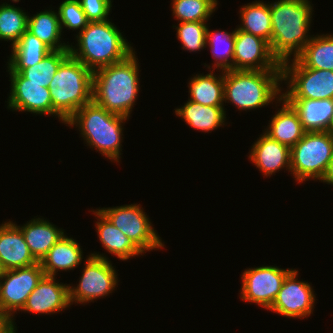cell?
I'll return each instance as SVG.
<instances>
[{"instance_id":"cell-20","label":"cell","mask_w":333,"mask_h":333,"mask_svg":"<svg viewBox=\"0 0 333 333\" xmlns=\"http://www.w3.org/2000/svg\"><path fill=\"white\" fill-rule=\"evenodd\" d=\"M274 104H276V107L281 106L282 108H277L278 110L275 111L268 125L262 131L270 138L291 149L306 132L300 122L298 113L283 97Z\"/></svg>"},{"instance_id":"cell-33","label":"cell","mask_w":333,"mask_h":333,"mask_svg":"<svg viewBox=\"0 0 333 333\" xmlns=\"http://www.w3.org/2000/svg\"><path fill=\"white\" fill-rule=\"evenodd\" d=\"M172 15L177 22H208L218 9V0H171Z\"/></svg>"},{"instance_id":"cell-4","label":"cell","mask_w":333,"mask_h":333,"mask_svg":"<svg viewBox=\"0 0 333 333\" xmlns=\"http://www.w3.org/2000/svg\"><path fill=\"white\" fill-rule=\"evenodd\" d=\"M128 117L108 112L93 100L81 108L65 123L78 128L89 148H94L111 162H121L124 123Z\"/></svg>"},{"instance_id":"cell-10","label":"cell","mask_w":333,"mask_h":333,"mask_svg":"<svg viewBox=\"0 0 333 333\" xmlns=\"http://www.w3.org/2000/svg\"><path fill=\"white\" fill-rule=\"evenodd\" d=\"M281 67L283 98L333 99V71L304 67L296 58Z\"/></svg>"},{"instance_id":"cell-1","label":"cell","mask_w":333,"mask_h":333,"mask_svg":"<svg viewBox=\"0 0 333 333\" xmlns=\"http://www.w3.org/2000/svg\"><path fill=\"white\" fill-rule=\"evenodd\" d=\"M313 4L309 0H275L270 3V50L282 64L296 58L310 41Z\"/></svg>"},{"instance_id":"cell-36","label":"cell","mask_w":333,"mask_h":333,"mask_svg":"<svg viewBox=\"0 0 333 333\" xmlns=\"http://www.w3.org/2000/svg\"><path fill=\"white\" fill-rule=\"evenodd\" d=\"M90 22L106 21L112 11V0H79Z\"/></svg>"},{"instance_id":"cell-38","label":"cell","mask_w":333,"mask_h":333,"mask_svg":"<svg viewBox=\"0 0 333 333\" xmlns=\"http://www.w3.org/2000/svg\"><path fill=\"white\" fill-rule=\"evenodd\" d=\"M320 182L333 186V157L329 163V166L327 168V171H326L324 177L321 179Z\"/></svg>"},{"instance_id":"cell-7","label":"cell","mask_w":333,"mask_h":333,"mask_svg":"<svg viewBox=\"0 0 333 333\" xmlns=\"http://www.w3.org/2000/svg\"><path fill=\"white\" fill-rule=\"evenodd\" d=\"M332 157L333 132H306L290 149V174L298 184L320 182Z\"/></svg>"},{"instance_id":"cell-3","label":"cell","mask_w":333,"mask_h":333,"mask_svg":"<svg viewBox=\"0 0 333 333\" xmlns=\"http://www.w3.org/2000/svg\"><path fill=\"white\" fill-rule=\"evenodd\" d=\"M120 31L112 19L89 22L69 46L70 55L92 71L123 61L135 48Z\"/></svg>"},{"instance_id":"cell-21","label":"cell","mask_w":333,"mask_h":333,"mask_svg":"<svg viewBox=\"0 0 333 333\" xmlns=\"http://www.w3.org/2000/svg\"><path fill=\"white\" fill-rule=\"evenodd\" d=\"M91 212L95 215L94 217H97L94 226L99 241L108 253L116 256L121 261H127L135 256L139 257V255L143 256L144 253L131 239L116 228L99 209H93Z\"/></svg>"},{"instance_id":"cell-13","label":"cell","mask_w":333,"mask_h":333,"mask_svg":"<svg viewBox=\"0 0 333 333\" xmlns=\"http://www.w3.org/2000/svg\"><path fill=\"white\" fill-rule=\"evenodd\" d=\"M295 268L286 276L272 306L268 309L283 317L292 319L308 318L314 312L316 293L310 282L298 279Z\"/></svg>"},{"instance_id":"cell-34","label":"cell","mask_w":333,"mask_h":333,"mask_svg":"<svg viewBox=\"0 0 333 333\" xmlns=\"http://www.w3.org/2000/svg\"><path fill=\"white\" fill-rule=\"evenodd\" d=\"M207 22H180L173 25L176 29V38L181 42L185 51L198 52L206 47Z\"/></svg>"},{"instance_id":"cell-19","label":"cell","mask_w":333,"mask_h":333,"mask_svg":"<svg viewBox=\"0 0 333 333\" xmlns=\"http://www.w3.org/2000/svg\"><path fill=\"white\" fill-rule=\"evenodd\" d=\"M284 99L298 113L305 132H333V99Z\"/></svg>"},{"instance_id":"cell-11","label":"cell","mask_w":333,"mask_h":333,"mask_svg":"<svg viewBox=\"0 0 333 333\" xmlns=\"http://www.w3.org/2000/svg\"><path fill=\"white\" fill-rule=\"evenodd\" d=\"M293 270L278 266L247 268L241 274L240 299L268 310L275 301L284 279Z\"/></svg>"},{"instance_id":"cell-35","label":"cell","mask_w":333,"mask_h":333,"mask_svg":"<svg viewBox=\"0 0 333 333\" xmlns=\"http://www.w3.org/2000/svg\"><path fill=\"white\" fill-rule=\"evenodd\" d=\"M58 15L62 32L67 30H77L81 32L90 22L79 2V0H64L58 6Z\"/></svg>"},{"instance_id":"cell-39","label":"cell","mask_w":333,"mask_h":333,"mask_svg":"<svg viewBox=\"0 0 333 333\" xmlns=\"http://www.w3.org/2000/svg\"><path fill=\"white\" fill-rule=\"evenodd\" d=\"M3 272H4V270H3L2 266H1V263H0V277L3 275Z\"/></svg>"},{"instance_id":"cell-8","label":"cell","mask_w":333,"mask_h":333,"mask_svg":"<svg viewBox=\"0 0 333 333\" xmlns=\"http://www.w3.org/2000/svg\"><path fill=\"white\" fill-rule=\"evenodd\" d=\"M85 258L77 286H68L70 305L94 303V300L109 296L119 285L115 266L105 253L94 251Z\"/></svg>"},{"instance_id":"cell-25","label":"cell","mask_w":333,"mask_h":333,"mask_svg":"<svg viewBox=\"0 0 333 333\" xmlns=\"http://www.w3.org/2000/svg\"><path fill=\"white\" fill-rule=\"evenodd\" d=\"M219 75L214 73L213 69H209V72L197 73L190 77L188 82V100L197 102L204 106H219L224 107V71Z\"/></svg>"},{"instance_id":"cell-18","label":"cell","mask_w":333,"mask_h":333,"mask_svg":"<svg viewBox=\"0 0 333 333\" xmlns=\"http://www.w3.org/2000/svg\"><path fill=\"white\" fill-rule=\"evenodd\" d=\"M0 263L4 271L38 263L31 254L22 231L10 220L0 224Z\"/></svg>"},{"instance_id":"cell-12","label":"cell","mask_w":333,"mask_h":333,"mask_svg":"<svg viewBox=\"0 0 333 333\" xmlns=\"http://www.w3.org/2000/svg\"><path fill=\"white\" fill-rule=\"evenodd\" d=\"M43 276V269L38 262L32 266L6 270L0 277V309L13 318L16 331L15 314L20 313Z\"/></svg>"},{"instance_id":"cell-27","label":"cell","mask_w":333,"mask_h":333,"mask_svg":"<svg viewBox=\"0 0 333 333\" xmlns=\"http://www.w3.org/2000/svg\"><path fill=\"white\" fill-rule=\"evenodd\" d=\"M241 24L236 26L239 30L259 36L269 44L271 41L272 22L270 2L255 0L244 4L239 9Z\"/></svg>"},{"instance_id":"cell-24","label":"cell","mask_w":333,"mask_h":333,"mask_svg":"<svg viewBox=\"0 0 333 333\" xmlns=\"http://www.w3.org/2000/svg\"><path fill=\"white\" fill-rule=\"evenodd\" d=\"M226 108L219 106H204L187 100L183 106L175 108V115L182 118L186 125L194 130L211 133L213 130L226 126Z\"/></svg>"},{"instance_id":"cell-23","label":"cell","mask_w":333,"mask_h":333,"mask_svg":"<svg viewBox=\"0 0 333 333\" xmlns=\"http://www.w3.org/2000/svg\"><path fill=\"white\" fill-rule=\"evenodd\" d=\"M35 216L26 224L17 225L23 233L25 242L33 257L40 262L47 252L65 234V230L56 227L45 218Z\"/></svg>"},{"instance_id":"cell-17","label":"cell","mask_w":333,"mask_h":333,"mask_svg":"<svg viewBox=\"0 0 333 333\" xmlns=\"http://www.w3.org/2000/svg\"><path fill=\"white\" fill-rule=\"evenodd\" d=\"M248 153L249 161L263 173V177H271L283 169L291 172L290 148L264 132L252 144Z\"/></svg>"},{"instance_id":"cell-29","label":"cell","mask_w":333,"mask_h":333,"mask_svg":"<svg viewBox=\"0 0 333 333\" xmlns=\"http://www.w3.org/2000/svg\"><path fill=\"white\" fill-rule=\"evenodd\" d=\"M296 59L307 68L333 71V34H316Z\"/></svg>"},{"instance_id":"cell-14","label":"cell","mask_w":333,"mask_h":333,"mask_svg":"<svg viewBox=\"0 0 333 333\" xmlns=\"http://www.w3.org/2000/svg\"><path fill=\"white\" fill-rule=\"evenodd\" d=\"M6 72L11 82L7 109L29 112L37 116H53V104L48 87H44V84L26 83V78L19 72H14L9 66Z\"/></svg>"},{"instance_id":"cell-30","label":"cell","mask_w":333,"mask_h":333,"mask_svg":"<svg viewBox=\"0 0 333 333\" xmlns=\"http://www.w3.org/2000/svg\"><path fill=\"white\" fill-rule=\"evenodd\" d=\"M234 42H235V29L232 32L226 30H211L207 27L206 33V47L210 48L214 63L207 65L204 63V67L217 70H230L233 64L234 54Z\"/></svg>"},{"instance_id":"cell-40","label":"cell","mask_w":333,"mask_h":333,"mask_svg":"<svg viewBox=\"0 0 333 333\" xmlns=\"http://www.w3.org/2000/svg\"><path fill=\"white\" fill-rule=\"evenodd\" d=\"M8 1H9V0H8ZM10 1H11V0H10ZM12 1H13V3H14V2H15V3H16V2H18V3L20 2V0H12Z\"/></svg>"},{"instance_id":"cell-22","label":"cell","mask_w":333,"mask_h":333,"mask_svg":"<svg viewBox=\"0 0 333 333\" xmlns=\"http://www.w3.org/2000/svg\"><path fill=\"white\" fill-rule=\"evenodd\" d=\"M65 233L40 261L45 276H54L60 271H70L85 261L80 243ZM84 259V260H82Z\"/></svg>"},{"instance_id":"cell-5","label":"cell","mask_w":333,"mask_h":333,"mask_svg":"<svg viewBox=\"0 0 333 333\" xmlns=\"http://www.w3.org/2000/svg\"><path fill=\"white\" fill-rule=\"evenodd\" d=\"M282 70H225L224 102L239 111L256 110L282 98Z\"/></svg>"},{"instance_id":"cell-37","label":"cell","mask_w":333,"mask_h":333,"mask_svg":"<svg viewBox=\"0 0 333 333\" xmlns=\"http://www.w3.org/2000/svg\"><path fill=\"white\" fill-rule=\"evenodd\" d=\"M0 333H17L13 318L0 309Z\"/></svg>"},{"instance_id":"cell-28","label":"cell","mask_w":333,"mask_h":333,"mask_svg":"<svg viewBox=\"0 0 333 333\" xmlns=\"http://www.w3.org/2000/svg\"><path fill=\"white\" fill-rule=\"evenodd\" d=\"M7 65L11 69H25L42 61L52 50L38 37L26 31L20 40L11 46Z\"/></svg>"},{"instance_id":"cell-9","label":"cell","mask_w":333,"mask_h":333,"mask_svg":"<svg viewBox=\"0 0 333 333\" xmlns=\"http://www.w3.org/2000/svg\"><path fill=\"white\" fill-rule=\"evenodd\" d=\"M98 209L144 254L164 248L165 244L153 228L154 225L141 204L133 203Z\"/></svg>"},{"instance_id":"cell-6","label":"cell","mask_w":333,"mask_h":333,"mask_svg":"<svg viewBox=\"0 0 333 333\" xmlns=\"http://www.w3.org/2000/svg\"><path fill=\"white\" fill-rule=\"evenodd\" d=\"M93 71L69 55L49 83L53 117L65 123L85 104L92 101Z\"/></svg>"},{"instance_id":"cell-32","label":"cell","mask_w":333,"mask_h":333,"mask_svg":"<svg viewBox=\"0 0 333 333\" xmlns=\"http://www.w3.org/2000/svg\"><path fill=\"white\" fill-rule=\"evenodd\" d=\"M69 55V50H52L41 62L25 69L12 70L14 72H19L24 78H26V83L44 84V87H48L60 64Z\"/></svg>"},{"instance_id":"cell-31","label":"cell","mask_w":333,"mask_h":333,"mask_svg":"<svg viewBox=\"0 0 333 333\" xmlns=\"http://www.w3.org/2000/svg\"><path fill=\"white\" fill-rule=\"evenodd\" d=\"M21 7L2 3L0 4V40L16 44L27 31L28 16Z\"/></svg>"},{"instance_id":"cell-16","label":"cell","mask_w":333,"mask_h":333,"mask_svg":"<svg viewBox=\"0 0 333 333\" xmlns=\"http://www.w3.org/2000/svg\"><path fill=\"white\" fill-rule=\"evenodd\" d=\"M54 276H43L36 288L28 296L20 310L35 315H53L71 307L69 302V284L59 283ZM58 281V282H57Z\"/></svg>"},{"instance_id":"cell-15","label":"cell","mask_w":333,"mask_h":333,"mask_svg":"<svg viewBox=\"0 0 333 333\" xmlns=\"http://www.w3.org/2000/svg\"><path fill=\"white\" fill-rule=\"evenodd\" d=\"M233 70H282L269 43L259 36L235 28Z\"/></svg>"},{"instance_id":"cell-26","label":"cell","mask_w":333,"mask_h":333,"mask_svg":"<svg viewBox=\"0 0 333 333\" xmlns=\"http://www.w3.org/2000/svg\"><path fill=\"white\" fill-rule=\"evenodd\" d=\"M27 31L38 37L51 50H69V42L65 43L62 38L57 10L45 9L33 16H28Z\"/></svg>"},{"instance_id":"cell-2","label":"cell","mask_w":333,"mask_h":333,"mask_svg":"<svg viewBox=\"0 0 333 333\" xmlns=\"http://www.w3.org/2000/svg\"><path fill=\"white\" fill-rule=\"evenodd\" d=\"M136 51L123 61L93 71L92 100L108 112L130 118L140 91Z\"/></svg>"}]
</instances>
